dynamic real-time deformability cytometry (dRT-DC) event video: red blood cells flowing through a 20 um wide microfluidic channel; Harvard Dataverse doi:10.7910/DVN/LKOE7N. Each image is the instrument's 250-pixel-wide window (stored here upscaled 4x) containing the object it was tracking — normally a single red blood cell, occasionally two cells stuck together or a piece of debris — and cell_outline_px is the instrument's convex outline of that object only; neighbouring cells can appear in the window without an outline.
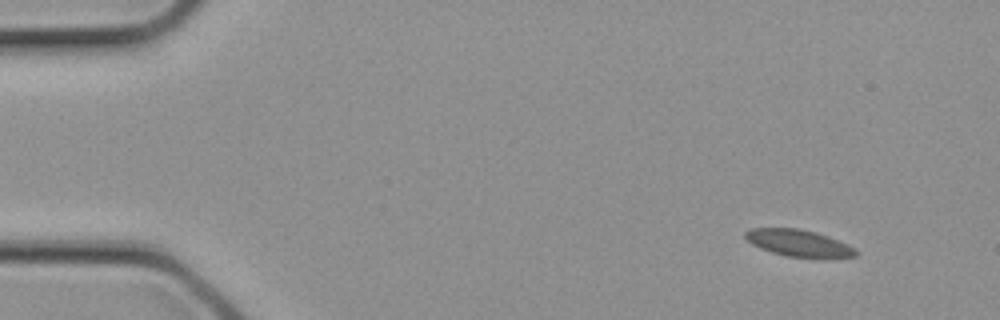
{"species": "common noctule bat (a hibernating species)", "species_latin": "Nyctalus noctula", "temperature_condition": "cold", "stored_images_in_passage": 3, "segment_of_instrument_passage": [2, 2], "camera_frame_rate_fps": 3000, "um_per_image_px": 0.085, "animal": {"sex": "female", "body_mass_g": 21.9}, "frame": {"image": 1, "passage_image": 3, "time_ms": 0.667, "image_size_px": [1000, 320], "cell_outline_px": [[860, 252], [856, 256], [788, 256], [772, 252], [760, 248], [752, 244], [744, 236], [744, 232], [748, 228], [800, 228], [816, 232], [828, 236], [848, 244], [856, 248]], "centroid_in_image_um": [67.85, 20.62], "position_along_channel_um": 17.1, "area_um2": 16.94}}